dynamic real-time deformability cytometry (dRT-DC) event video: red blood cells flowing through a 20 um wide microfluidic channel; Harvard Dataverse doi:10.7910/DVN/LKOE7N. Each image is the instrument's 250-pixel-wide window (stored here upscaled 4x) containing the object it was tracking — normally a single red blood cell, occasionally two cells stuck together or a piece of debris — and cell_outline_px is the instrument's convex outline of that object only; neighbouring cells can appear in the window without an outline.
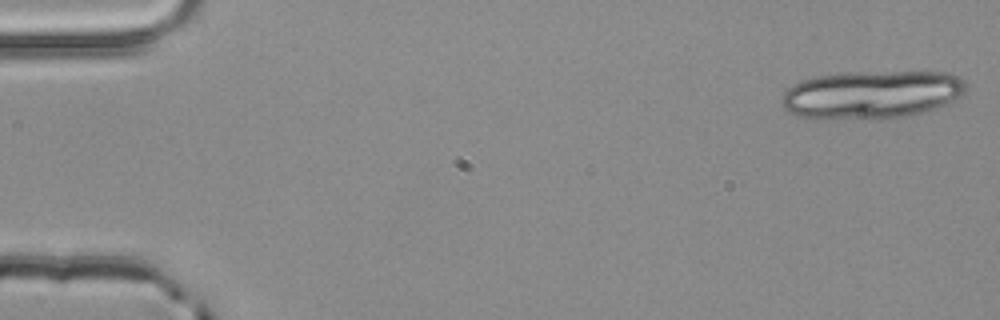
{"species": "common noctule bat (a hibernating species)", "species_latin": "Nyctalus noctula", "temperature_condition": "room temperature", "stored_images_in_passage": 5, "segment_of_instrument_passage": [1, 2], "camera_frame_rate_fps": 3000, "um_per_image_px": 0.085, "animal": {"sex": "male", "body_mass_g": 20.4}, "frame": {"image": 1, "passage_image": 1, "time_ms": 0.0, "image_size_px": [1000, 320], "cell_outline_px": [[964, 92], [960, 96], [936, 108], [888, 120], [796, 116], [788, 112], [784, 108], [784, 92], [792, 84], [800, 80], [816, 76], [844, 72], [952, 72], [960, 76], [964, 80]], "centroid_in_image_um": [74.1, 8.02], "position_along_channel_um": 10.9, "area_um2": 51.62}}